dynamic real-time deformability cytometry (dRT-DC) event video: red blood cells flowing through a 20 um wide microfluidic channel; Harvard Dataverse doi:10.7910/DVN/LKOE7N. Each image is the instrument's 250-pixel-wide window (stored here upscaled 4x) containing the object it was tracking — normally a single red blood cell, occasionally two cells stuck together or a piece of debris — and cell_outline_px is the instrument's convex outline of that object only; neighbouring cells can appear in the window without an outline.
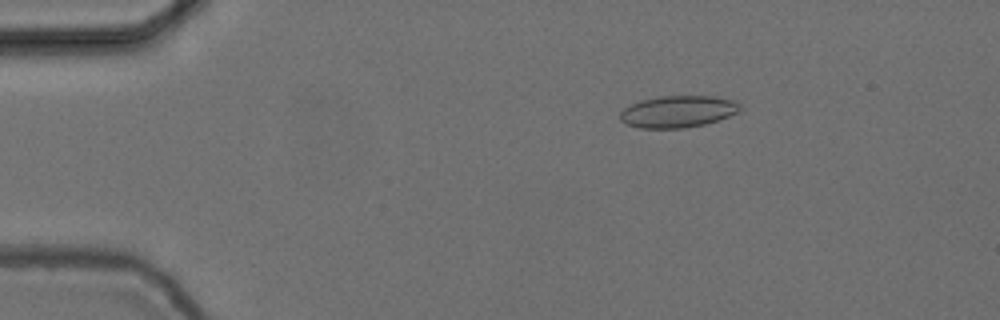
{"species": "common noctule bat (a hibernating species)", "species_latin": "Nyctalus noctula", "temperature_condition": "cold", "stored_images_in_passage": 56, "camera_frame_rate_fps": 3000, "um_per_image_px": 0.085, "animal": {"sex": "female", "body_mass_g": 24.6, "forearm_length_mm": 56.2}, "frame": {"image": 1, "passage_image": 10, "time_ms": 3.0, "image_size_px": [1000, 320], "cell_outline_px": [[740, 108], [736, 112], [728, 116], [704, 124], [684, 128], [640, 128], [628, 124], [620, 120], [620, 112], [624, 108], [632, 104], [644, 100], [660, 96], [712, 96], [736, 100], [740, 104]], "centroid_in_image_um": [57.62, 9.48], "position_along_channel_um": 27.4, "area_um2": 21.96}}
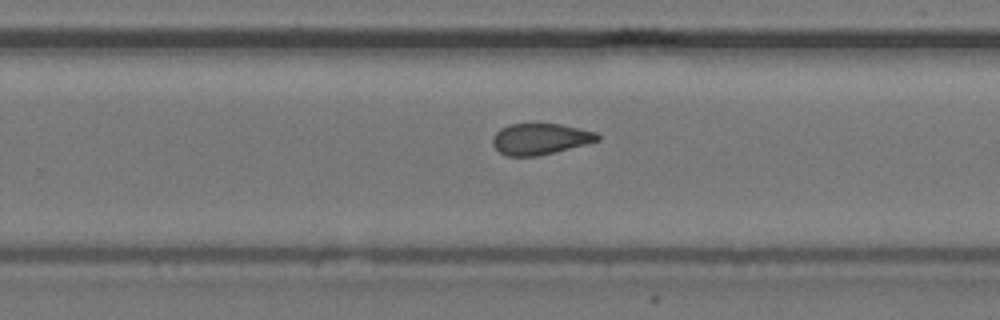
{"frame": {"image": 2, "passage_image": 36, "time_ms": 11.667, "image_size_px": [1000, 320], "cell_outline_px": [[600, 140], [540, 156], [508, 156], [500, 152], [492, 144], [492, 136], [500, 128], [508, 124], [536, 120], [560, 124], [596, 132], [600, 136]], "centroid_in_image_um": [45.88, 11.76], "position_along_channel_um": 283.9, "area_um2": 19.77}}
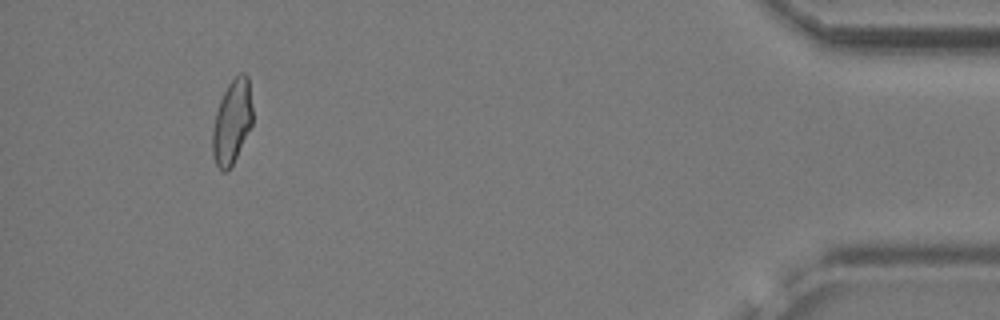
{"frame": {"image": 3, "passage_image": 52, "time_ms": 17.0, "image_size_px": [1000, 320], "cell_outline_px": [[252, 124], [228, 172], [224, 172], [216, 164], [212, 152], [212, 132], [216, 112], [220, 100], [228, 84], [240, 72], [244, 72], [248, 76], [252, 108]], "centroid_in_image_um": [19.72, 10.34], "position_along_channel_um": 415.5, "area_um2": 19.36}, "authors_computed_cell_mechanics": {"area_um2": 20.5768, "velocity_mm_per_s": 3.7181, "shape_relaxation_time_tau1_ms": null, "shape_relaxation_time_tau2_ms": 2.0799, "deformation_change_tau1": null, "deformation_change_tau2": 0.0821}}